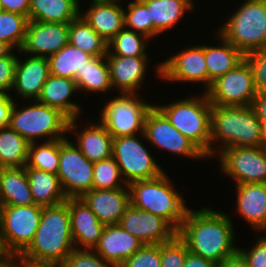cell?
Wrapping results in <instances>:
<instances>
[{"mask_svg": "<svg viewBox=\"0 0 266 267\" xmlns=\"http://www.w3.org/2000/svg\"><path fill=\"white\" fill-rule=\"evenodd\" d=\"M230 215L203 207L189 209L177 235L188 251L216 264L238 251L233 245L235 234Z\"/></svg>", "mask_w": 266, "mask_h": 267, "instance_id": "6da1fadb", "label": "cell"}, {"mask_svg": "<svg viewBox=\"0 0 266 267\" xmlns=\"http://www.w3.org/2000/svg\"><path fill=\"white\" fill-rule=\"evenodd\" d=\"M75 248L66 202L43 207L31 244L17 257L23 265H62Z\"/></svg>", "mask_w": 266, "mask_h": 267, "instance_id": "7a4b0ae2", "label": "cell"}, {"mask_svg": "<svg viewBox=\"0 0 266 267\" xmlns=\"http://www.w3.org/2000/svg\"><path fill=\"white\" fill-rule=\"evenodd\" d=\"M210 137V157L229 147H259L260 120L252 106L212 105ZM216 140L221 149L212 147Z\"/></svg>", "mask_w": 266, "mask_h": 267, "instance_id": "3957f363", "label": "cell"}, {"mask_svg": "<svg viewBox=\"0 0 266 267\" xmlns=\"http://www.w3.org/2000/svg\"><path fill=\"white\" fill-rule=\"evenodd\" d=\"M169 179L164 172L156 178L130 183V201L133 207L165 219L178 232L189 208Z\"/></svg>", "mask_w": 266, "mask_h": 267, "instance_id": "277c9868", "label": "cell"}, {"mask_svg": "<svg viewBox=\"0 0 266 267\" xmlns=\"http://www.w3.org/2000/svg\"><path fill=\"white\" fill-rule=\"evenodd\" d=\"M155 106L180 133L210 158L212 104L205 92L199 97L191 96L167 105Z\"/></svg>", "mask_w": 266, "mask_h": 267, "instance_id": "5b68a950", "label": "cell"}, {"mask_svg": "<svg viewBox=\"0 0 266 267\" xmlns=\"http://www.w3.org/2000/svg\"><path fill=\"white\" fill-rule=\"evenodd\" d=\"M220 34L244 55L266 46V0H246L220 27Z\"/></svg>", "mask_w": 266, "mask_h": 267, "instance_id": "8992f818", "label": "cell"}, {"mask_svg": "<svg viewBox=\"0 0 266 267\" xmlns=\"http://www.w3.org/2000/svg\"><path fill=\"white\" fill-rule=\"evenodd\" d=\"M17 108L14 103L8 126L29 143L37 142L40 137L45 138L44 142L67 138L70 119L60 110L37 100L26 108Z\"/></svg>", "mask_w": 266, "mask_h": 267, "instance_id": "52a82bcc", "label": "cell"}, {"mask_svg": "<svg viewBox=\"0 0 266 267\" xmlns=\"http://www.w3.org/2000/svg\"><path fill=\"white\" fill-rule=\"evenodd\" d=\"M42 209L36 204L0 206L1 241L11 258H17L33 241Z\"/></svg>", "mask_w": 266, "mask_h": 267, "instance_id": "ba28073f", "label": "cell"}, {"mask_svg": "<svg viewBox=\"0 0 266 267\" xmlns=\"http://www.w3.org/2000/svg\"><path fill=\"white\" fill-rule=\"evenodd\" d=\"M152 106L143 102L138 94L120 93L105 103L98 121L113 138L137 135V132L142 135L146 115Z\"/></svg>", "mask_w": 266, "mask_h": 267, "instance_id": "9c48e42d", "label": "cell"}, {"mask_svg": "<svg viewBox=\"0 0 266 267\" xmlns=\"http://www.w3.org/2000/svg\"><path fill=\"white\" fill-rule=\"evenodd\" d=\"M137 135L113 138L112 157L118 164L127 185L164 173L161 166L138 139Z\"/></svg>", "mask_w": 266, "mask_h": 267, "instance_id": "30bf717a", "label": "cell"}, {"mask_svg": "<svg viewBox=\"0 0 266 267\" xmlns=\"http://www.w3.org/2000/svg\"><path fill=\"white\" fill-rule=\"evenodd\" d=\"M205 93L212 105L252 106L257 92L251 65L244 59L234 69L213 81Z\"/></svg>", "mask_w": 266, "mask_h": 267, "instance_id": "8fae6325", "label": "cell"}, {"mask_svg": "<svg viewBox=\"0 0 266 267\" xmlns=\"http://www.w3.org/2000/svg\"><path fill=\"white\" fill-rule=\"evenodd\" d=\"M93 164L68 138L59 139L57 176L67 198H80L93 189Z\"/></svg>", "mask_w": 266, "mask_h": 267, "instance_id": "7c38bea8", "label": "cell"}, {"mask_svg": "<svg viewBox=\"0 0 266 267\" xmlns=\"http://www.w3.org/2000/svg\"><path fill=\"white\" fill-rule=\"evenodd\" d=\"M148 142L159 149L184 157L206 159L207 156L187 137L180 133L155 106L151 107L145 118L142 133Z\"/></svg>", "mask_w": 266, "mask_h": 267, "instance_id": "4fadbf2b", "label": "cell"}, {"mask_svg": "<svg viewBox=\"0 0 266 267\" xmlns=\"http://www.w3.org/2000/svg\"><path fill=\"white\" fill-rule=\"evenodd\" d=\"M222 173L236 184L266 183V149L259 147H229L218 153Z\"/></svg>", "mask_w": 266, "mask_h": 267, "instance_id": "5bb4252c", "label": "cell"}, {"mask_svg": "<svg viewBox=\"0 0 266 267\" xmlns=\"http://www.w3.org/2000/svg\"><path fill=\"white\" fill-rule=\"evenodd\" d=\"M157 76L175 82H202L208 90V72L204 45L187 47L157 66Z\"/></svg>", "mask_w": 266, "mask_h": 267, "instance_id": "9a60e30c", "label": "cell"}, {"mask_svg": "<svg viewBox=\"0 0 266 267\" xmlns=\"http://www.w3.org/2000/svg\"><path fill=\"white\" fill-rule=\"evenodd\" d=\"M118 224L144 245L169 242L177 235V231L165 219L137 209L131 204Z\"/></svg>", "mask_w": 266, "mask_h": 267, "instance_id": "2e32d148", "label": "cell"}, {"mask_svg": "<svg viewBox=\"0 0 266 267\" xmlns=\"http://www.w3.org/2000/svg\"><path fill=\"white\" fill-rule=\"evenodd\" d=\"M69 43V23H43L29 20L19 52L49 58Z\"/></svg>", "mask_w": 266, "mask_h": 267, "instance_id": "e0dca14e", "label": "cell"}, {"mask_svg": "<svg viewBox=\"0 0 266 267\" xmlns=\"http://www.w3.org/2000/svg\"><path fill=\"white\" fill-rule=\"evenodd\" d=\"M80 199L104 225L118 224L131 204L129 187L92 189L83 194Z\"/></svg>", "mask_w": 266, "mask_h": 267, "instance_id": "ac0fdd59", "label": "cell"}, {"mask_svg": "<svg viewBox=\"0 0 266 267\" xmlns=\"http://www.w3.org/2000/svg\"><path fill=\"white\" fill-rule=\"evenodd\" d=\"M65 202L69 207L75 248L79 244L84 249H94L99 243L105 225L80 198H67Z\"/></svg>", "mask_w": 266, "mask_h": 267, "instance_id": "d6986e66", "label": "cell"}, {"mask_svg": "<svg viewBox=\"0 0 266 267\" xmlns=\"http://www.w3.org/2000/svg\"><path fill=\"white\" fill-rule=\"evenodd\" d=\"M112 87L120 93L138 94L147 73L148 57L106 55Z\"/></svg>", "mask_w": 266, "mask_h": 267, "instance_id": "ffe728a7", "label": "cell"}, {"mask_svg": "<svg viewBox=\"0 0 266 267\" xmlns=\"http://www.w3.org/2000/svg\"><path fill=\"white\" fill-rule=\"evenodd\" d=\"M144 244L125 231L119 224L105 225L94 251L117 266L131 257Z\"/></svg>", "mask_w": 266, "mask_h": 267, "instance_id": "44dd1931", "label": "cell"}, {"mask_svg": "<svg viewBox=\"0 0 266 267\" xmlns=\"http://www.w3.org/2000/svg\"><path fill=\"white\" fill-rule=\"evenodd\" d=\"M116 0H92L90 8L80 15L108 43L124 28V8Z\"/></svg>", "mask_w": 266, "mask_h": 267, "instance_id": "7402d4cb", "label": "cell"}, {"mask_svg": "<svg viewBox=\"0 0 266 267\" xmlns=\"http://www.w3.org/2000/svg\"><path fill=\"white\" fill-rule=\"evenodd\" d=\"M27 59L17 60L13 89L23 99L38 100L49 74L48 58L26 55Z\"/></svg>", "mask_w": 266, "mask_h": 267, "instance_id": "603a6c76", "label": "cell"}, {"mask_svg": "<svg viewBox=\"0 0 266 267\" xmlns=\"http://www.w3.org/2000/svg\"><path fill=\"white\" fill-rule=\"evenodd\" d=\"M236 210L255 230H266V183L236 184Z\"/></svg>", "mask_w": 266, "mask_h": 267, "instance_id": "cb8c5ba5", "label": "cell"}, {"mask_svg": "<svg viewBox=\"0 0 266 267\" xmlns=\"http://www.w3.org/2000/svg\"><path fill=\"white\" fill-rule=\"evenodd\" d=\"M79 118L70 119L68 133L75 132L76 146L82 154L92 162L112 157L113 137L107 129L98 121L97 124H89L82 132H77L76 121Z\"/></svg>", "mask_w": 266, "mask_h": 267, "instance_id": "d4e9b609", "label": "cell"}, {"mask_svg": "<svg viewBox=\"0 0 266 267\" xmlns=\"http://www.w3.org/2000/svg\"><path fill=\"white\" fill-rule=\"evenodd\" d=\"M78 92L75 80L49 74L37 101L60 110L69 119L79 118V105L69 101L72 94Z\"/></svg>", "mask_w": 266, "mask_h": 267, "instance_id": "484cf974", "label": "cell"}, {"mask_svg": "<svg viewBox=\"0 0 266 267\" xmlns=\"http://www.w3.org/2000/svg\"><path fill=\"white\" fill-rule=\"evenodd\" d=\"M33 200L36 205L47 207L67 200L56 174L25 166Z\"/></svg>", "mask_w": 266, "mask_h": 267, "instance_id": "4316f807", "label": "cell"}, {"mask_svg": "<svg viewBox=\"0 0 266 267\" xmlns=\"http://www.w3.org/2000/svg\"><path fill=\"white\" fill-rule=\"evenodd\" d=\"M1 205L35 204L25 167L0 168Z\"/></svg>", "mask_w": 266, "mask_h": 267, "instance_id": "83f0119b", "label": "cell"}, {"mask_svg": "<svg viewBox=\"0 0 266 267\" xmlns=\"http://www.w3.org/2000/svg\"><path fill=\"white\" fill-rule=\"evenodd\" d=\"M220 46L204 45V54L208 72V89L212 82L234 69L245 55L218 34Z\"/></svg>", "mask_w": 266, "mask_h": 267, "instance_id": "f1b7e54d", "label": "cell"}, {"mask_svg": "<svg viewBox=\"0 0 266 267\" xmlns=\"http://www.w3.org/2000/svg\"><path fill=\"white\" fill-rule=\"evenodd\" d=\"M79 0H30L29 20L70 23L80 15Z\"/></svg>", "mask_w": 266, "mask_h": 267, "instance_id": "f546056e", "label": "cell"}, {"mask_svg": "<svg viewBox=\"0 0 266 267\" xmlns=\"http://www.w3.org/2000/svg\"><path fill=\"white\" fill-rule=\"evenodd\" d=\"M153 21V37L178 24L187 10L194 8L186 0H142Z\"/></svg>", "mask_w": 266, "mask_h": 267, "instance_id": "4dcf8cb0", "label": "cell"}, {"mask_svg": "<svg viewBox=\"0 0 266 267\" xmlns=\"http://www.w3.org/2000/svg\"><path fill=\"white\" fill-rule=\"evenodd\" d=\"M76 84L78 91L105 93L113 89L106 56L92 57L81 72H76Z\"/></svg>", "mask_w": 266, "mask_h": 267, "instance_id": "1f68e13d", "label": "cell"}, {"mask_svg": "<svg viewBox=\"0 0 266 267\" xmlns=\"http://www.w3.org/2000/svg\"><path fill=\"white\" fill-rule=\"evenodd\" d=\"M30 143L9 126L0 127V168L25 167Z\"/></svg>", "mask_w": 266, "mask_h": 267, "instance_id": "d6a6232c", "label": "cell"}, {"mask_svg": "<svg viewBox=\"0 0 266 267\" xmlns=\"http://www.w3.org/2000/svg\"><path fill=\"white\" fill-rule=\"evenodd\" d=\"M69 43L93 57L106 56V43L79 15L69 23Z\"/></svg>", "mask_w": 266, "mask_h": 267, "instance_id": "836d02e7", "label": "cell"}, {"mask_svg": "<svg viewBox=\"0 0 266 267\" xmlns=\"http://www.w3.org/2000/svg\"><path fill=\"white\" fill-rule=\"evenodd\" d=\"M92 57L68 43L48 58L50 74L76 81V72H81Z\"/></svg>", "mask_w": 266, "mask_h": 267, "instance_id": "e575fe53", "label": "cell"}, {"mask_svg": "<svg viewBox=\"0 0 266 267\" xmlns=\"http://www.w3.org/2000/svg\"><path fill=\"white\" fill-rule=\"evenodd\" d=\"M148 40L149 38L144 34L123 28L108 42L106 55L148 57L145 50L147 46L146 41Z\"/></svg>", "mask_w": 266, "mask_h": 267, "instance_id": "d590c367", "label": "cell"}, {"mask_svg": "<svg viewBox=\"0 0 266 267\" xmlns=\"http://www.w3.org/2000/svg\"><path fill=\"white\" fill-rule=\"evenodd\" d=\"M37 143L32 142L29 145L27 166L57 175L59 168V139L43 141L41 145Z\"/></svg>", "mask_w": 266, "mask_h": 267, "instance_id": "8d00e7d4", "label": "cell"}, {"mask_svg": "<svg viewBox=\"0 0 266 267\" xmlns=\"http://www.w3.org/2000/svg\"><path fill=\"white\" fill-rule=\"evenodd\" d=\"M28 21L21 14L0 10V41L19 51L25 39Z\"/></svg>", "mask_w": 266, "mask_h": 267, "instance_id": "74e56055", "label": "cell"}, {"mask_svg": "<svg viewBox=\"0 0 266 267\" xmlns=\"http://www.w3.org/2000/svg\"><path fill=\"white\" fill-rule=\"evenodd\" d=\"M119 180L122 182L118 183ZM121 187H128V185L125 183L120 168L113 157L94 162L93 189H116Z\"/></svg>", "mask_w": 266, "mask_h": 267, "instance_id": "f35d334b", "label": "cell"}, {"mask_svg": "<svg viewBox=\"0 0 266 267\" xmlns=\"http://www.w3.org/2000/svg\"><path fill=\"white\" fill-rule=\"evenodd\" d=\"M124 9V28L153 38V21L150 20L149 10L141 1L129 2Z\"/></svg>", "mask_w": 266, "mask_h": 267, "instance_id": "ab89813d", "label": "cell"}, {"mask_svg": "<svg viewBox=\"0 0 266 267\" xmlns=\"http://www.w3.org/2000/svg\"><path fill=\"white\" fill-rule=\"evenodd\" d=\"M63 267H118L98 255L94 249L74 248L66 257Z\"/></svg>", "mask_w": 266, "mask_h": 267, "instance_id": "60d3db41", "label": "cell"}, {"mask_svg": "<svg viewBox=\"0 0 266 267\" xmlns=\"http://www.w3.org/2000/svg\"><path fill=\"white\" fill-rule=\"evenodd\" d=\"M188 252L186 243L178 235L161 243V267H184Z\"/></svg>", "mask_w": 266, "mask_h": 267, "instance_id": "b9f144b4", "label": "cell"}, {"mask_svg": "<svg viewBox=\"0 0 266 267\" xmlns=\"http://www.w3.org/2000/svg\"><path fill=\"white\" fill-rule=\"evenodd\" d=\"M118 267H161V244L143 245Z\"/></svg>", "mask_w": 266, "mask_h": 267, "instance_id": "7bdbcfd3", "label": "cell"}, {"mask_svg": "<svg viewBox=\"0 0 266 267\" xmlns=\"http://www.w3.org/2000/svg\"><path fill=\"white\" fill-rule=\"evenodd\" d=\"M245 59L251 65L256 92H266V46L246 53Z\"/></svg>", "mask_w": 266, "mask_h": 267, "instance_id": "ee69618b", "label": "cell"}, {"mask_svg": "<svg viewBox=\"0 0 266 267\" xmlns=\"http://www.w3.org/2000/svg\"><path fill=\"white\" fill-rule=\"evenodd\" d=\"M19 57L11 52L0 59V94L9 95L15 80V67Z\"/></svg>", "mask_w": 266, "mask_h": 267, "instance_id": "f6af8a7d", "label": "cell"}, {"mask_svg": "<svg viewBox=\"0 0 266 267\" xmlns=\"http://www.w3.org/2000/svg\"><path fill=\"white\" fill-rule=\"evenodd\" d=\"M257 243L248 251L238 248L250 267H266V236L257 237Z\"/></svg>", "mask_w": 266, "mask_h": 267, "instance_id": "bcb514c9", "label": "cell"}, {"mask_svg": "<svg viewBox=\"0 0 266 267\" xmlns=\"http://www.w3.org/2000/svg\"><path fill=\"white\" fill-rule=\"evenodd\" d=\"M0 9L21 14L29 20L30 0H0Z\"/></svg>", "mask_w": 266, "mask_h": 267, "instance_id": "7dc6e473", "label": "cell"}, {"mask_svg": "<svg viewBox=\"0 0 266 267\" xmlns=\"http://www.w3.org/2000/svg\"><path fill=\"white\" fill-rule=\"evenodd\" d=\"M14 100L11 95L0 94V127L9 125L10 115L14 106Z\"/></svg>", "mask_w": 266, "mask_h": 267, "instance_id": "c3c4849f", "label": "cell"}, {"mask_svg": "<svg viewBox=\"0 0 266 267\" xmlns=\"http://www.w3.org/2000/svg\"><path fill=\"white\" fill-rule=\"evenodd\" d=\"M184 267H219V265L206 258L188 252Z\"/></svg>", "mask_w": 266, "mask_h": 267, "instance_id": "681fc988", "label": "cell"}, {"mask_svg": "<svg viewBox=\"0 0 266 267\" xmlns=\"http://www.w3.org/2000/svg\"><path fill=\"white\" fill-rule=\"evenodd\" d=\"M252 107L259 120H266V92L257 93L253 100Z\"/></svg>", "mask_w": 266, "mask_h": 267, "instance_id": "f907efd6", "label": "cell"}, {"mask_svg": "<svg viewBox=\"0 0 266 267\" xmlns=\"http://www.w3.org/2000/svg\"><path fill=\"white\" fill-rule=\"evenodd\" d=\"M219 267H250L247 260L244 256L237 251L232 256L227 257L224 259L220 264Z\"/></svg>", "mask_w": 266, "mask_h": 267, "instance_id": "816d5d0a", "label": "cell"}, {"mask_svg": "<svg viewBox=\"0 0 266 267\" xmlns=\"http://www.w3.org/2000/svg\"><path fill=\"white\" fill-rule=\"evenodd\" d=\"M12 50L14 49L9 44L0 41V59L8 56Z\"/></svg>", "mask_w": 266, "mask_h": 267, "instance_id": "f5cc1de1", "label": "cell"}, {"mask_svg": "<svg viewBox=\"0 0 266 267\" xmlns=\"http://www.w3.org/2000/svg\"><path fill=\"white\" fill-rule=\"evenodd\" d=\"M0 267H24L17 258H10L8 261L0 263Z\"/></svg>", "mask_w": 266, "mask_h": 267, "instance_id": "db71d44e", "label": "cell"}, {"mask_svg": "<svg viewBox=\"0 0 266 267\" xmlns=\"http://www.w3.org/2000/svg\"><path fill=\"white\" fill-rule=\"evenodd\" d=\"M261 146L266 149V120H260Z\"/></svg>", "mask_w": 266, "mask_h": 267, "instance_id": "11a10c76", "label": "cell"}, {"mask_svg": "<svg viewBox=\"0 0 266 267\" xmlns=\"http://www.w3.org/2000/svg\"><path fill=\"white\" fill-rule=\"evenodd\" d=\"M10 258L11 257L8 255V253L5 251L3 247L1 236H0V263L8 261Z\"/></svg>", "mask_w": 266, "mask_h": 267, "instance_id": "9f6ffc18", "label": "cell"}, {"mask_svg": "<svg viewBox=\"0 0 266 267\" xmlns=\"http://www.w3.org/2000/svg\"><path fill=\"white\" fill-rule=\"evenodd\" d=\"M24 267H63L62 265H23Z\"/></svg>", "mask_w": 266, "mask_h": 267, "instance_id": "6f0895ef", "label": "cell"}, {"mask_svg": "<svg viewBox=\"0 0 266 267\" xmlns=\"http://www.w3.org/2000/svg\"><path fill=\"white\" fill-rule=\"evenodd\" d=\"M186 1L193 6V0H186Z\"/></svg>", "mask_w": 266, "mask_h": 267, "instance_id": "680465c9", "label": "cell"}, {"mask_svg": "<svg viewBox=\"0 0 266 267\" xmlns=\"http://www.w3.org/2000/svg\"><path fill=\"white\" fill-rule=\"evenodd\" d=\"M0 206H1V188H0Z\"/></svg>", "mask_w": 266, "mask_h": 267, "instance_id": "91938a15", "label": "cell"}, {"mask_svg": "<svg viewBox=\"0 0 266 267\" xmlns=\"http://www.w3.org/2000/svg\"><path fill=\"white\" fill-rule=\"evenodd\" d=\"M116 1H118V0H116ZM120 1H123V0H119V2H120ZM133 1H142V0H133Z\"/></svg>", "mask_w": 266, "mask_h": 267, "instance_id": "94428289", "label": "cell"}]
</instances>
